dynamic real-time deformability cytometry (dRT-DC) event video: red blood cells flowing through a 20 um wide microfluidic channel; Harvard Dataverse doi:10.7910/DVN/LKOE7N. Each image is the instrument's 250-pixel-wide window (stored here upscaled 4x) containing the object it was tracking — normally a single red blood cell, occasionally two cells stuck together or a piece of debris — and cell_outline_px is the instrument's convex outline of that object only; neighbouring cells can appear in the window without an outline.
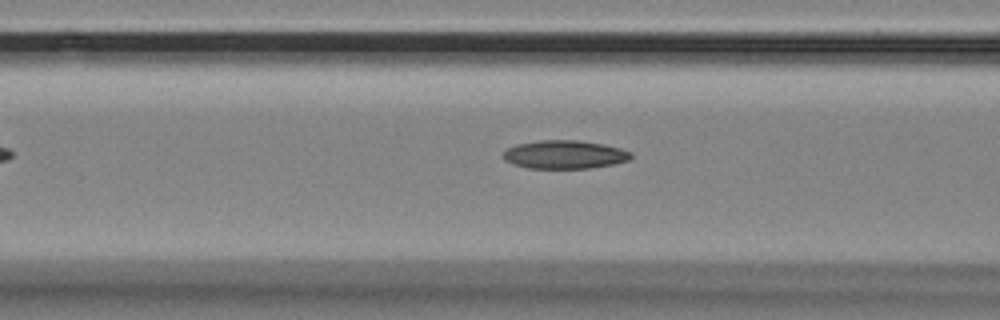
{"species": "Egyptian fruit bat (a non-hibernating species)", "species_latin": "Rousettus aegyptiacus", "temperature_condition": "room temperature", "stored_images_in_passage": 37, "camera_frame_rate_fps": 3000, "um_per_image_px": 0.085, "animal": {"sex": "female"}, "frame": {"image": 1, "passage_image": 6, "time_ms": 1.667, "image_size_px": [1000, 320], "cell_outline_px": [[632, 156], [628, 160], [612, 164], [588, 168], [528, 168], [512, 164], [504, 160], [504, 152], [508, 148], [516, 144], [540, 140], [580, 140], [604, 144], [620, 148], [632, 152]], "centroid_in_image_um": [47.99, 13.13], "position_along_channel_um": 118.6, "area_um2": 21.1}}
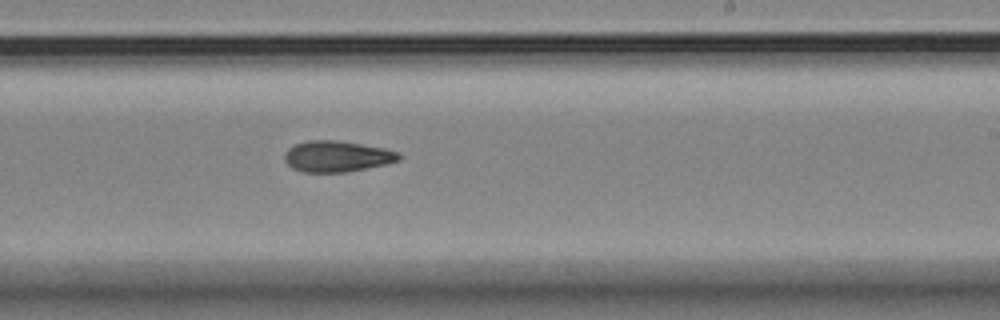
{"frame": {"image": 2, "passage_image": 18, "time_ms": 5.667, "image_size_px": [1000, 320], "cell_outline_px": [[400, 160], [384, 164], [344, 172], [304, 172], [292, 168], [284, 160], [284, 156], [288, 148], [296, 144], [308, 140], [336, 140], [384, 148], [400, 152]], "centroid_in_image_um": [28.62, 13.28], "position_along_channel_um": 260.4, "area_um2": 20.46}}
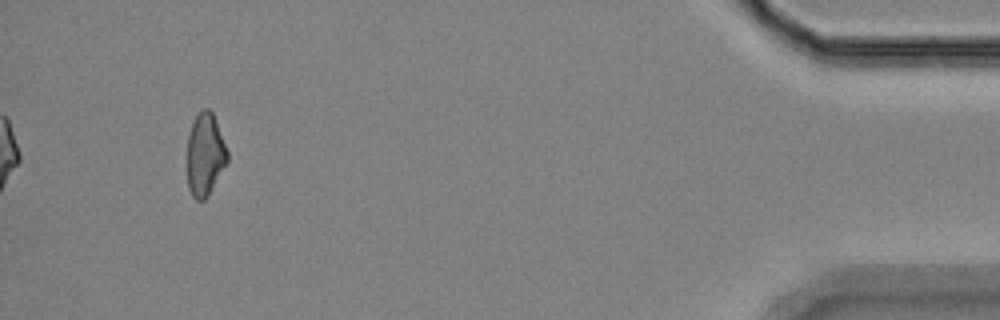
{"frame": {"image": 3, "passage_image": 37, "time_ms": 12.0, "image_size_px": [1000, 320], "cell_outline_px": [[228, 160], [208, 196], [204, 200], [196, 200], [192, 196], [188, 188], [188, 136], [192, 124], [196, 116], [204, 108], [208, 108], [212, 112], [216, 120], [228, 152]], "centroid_in_image_um": [17.44, 13.15], "position_along_channel_um": 417.8, "area_um2": 19.13}}